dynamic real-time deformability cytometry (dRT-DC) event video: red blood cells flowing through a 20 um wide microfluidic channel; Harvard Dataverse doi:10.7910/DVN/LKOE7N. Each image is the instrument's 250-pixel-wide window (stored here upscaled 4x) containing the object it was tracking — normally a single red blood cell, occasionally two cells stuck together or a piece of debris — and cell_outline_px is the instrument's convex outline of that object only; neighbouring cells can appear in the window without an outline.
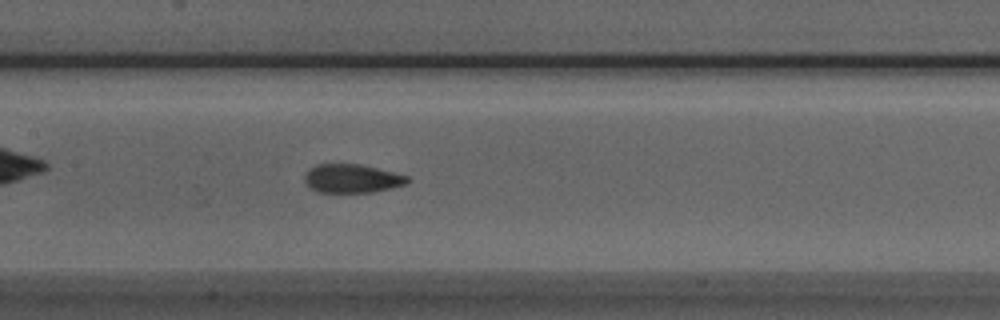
{"species": "Egyptian fruit bat (a non-hibernating species)", "species_latin": "Rousettus aegyptiacus", "temperature_condition": "room temperature", "stored_images_in_passage": 42, "camera_frame_rate_fps": 3000, "um_per_image_px": 0.085, "animal": {"sex": "male"}, "frame": {"image": 1, "passage_image": 15, "time_ms": 4.667, "image_size_px": [1000, 320], "cell_outline_px": [[412, 180], [404, 184], [392, 188], [372, 192], [316, 192], [304, 184], [304, 172], [308, 168], [316, 164], [356, 164], [376, 168], [408, 176]], "centroid_in_image_um": [29.85, 15.18], "position_along_channel_um": 177.6, "area_um2": 17.28}}
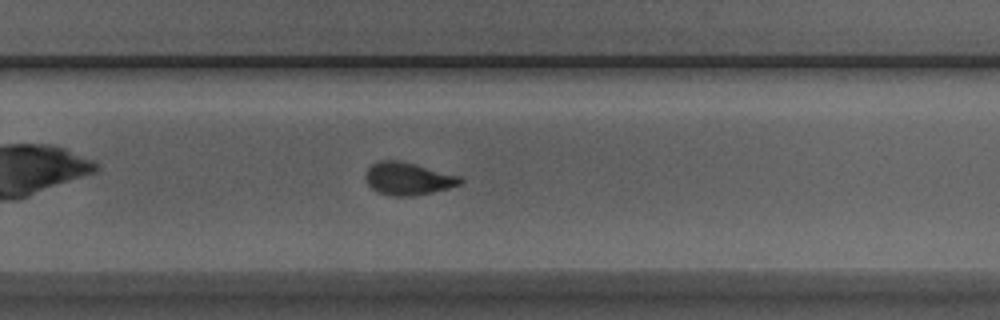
{"frame": {"image": 2, "passage_image": 24, "time_ms": 7.667, "image_size_px": [1000, 320], "cell_outline_px": [[464, 180], [460, 184], [448, 188], [432, 192], [412, 196], [392, 196], [376, 192], [364, 180], [364, 172], [372, 164], [380, 160], [400, 160], [460, 176]], "centroid_in_image_um": [34.63, 15.18], "position_along_channel_um": 295.2, "area_um2": 18.09}}
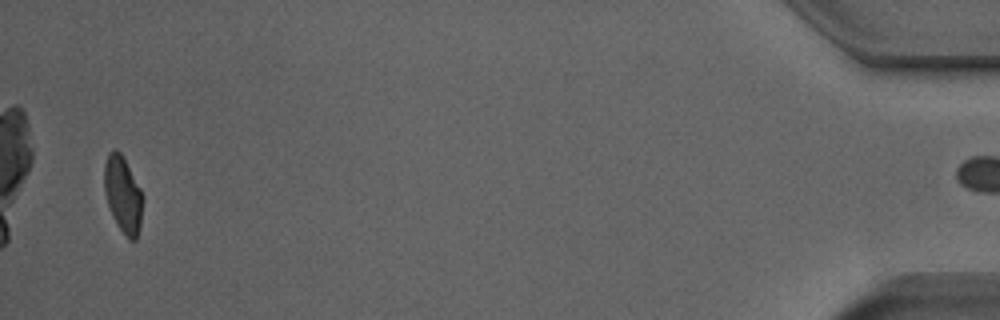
{"frame": {"image": 3, "passage_image": 41, "time_ms": 13.333, "image_size_px": [1000, 320], "cell_outline_px": [[144, 196], [140, 228], [136, 240], [128, 240], [116, 224], [112, 216], [104, 192], [104, 164], [108, 152], [116, 148], [124, 156]], "centroid_in_image_um": [10.46, 16.53], "position_along_channel_um": 424.7, "area_um2": 17.57}, "authors_computed_cell_mechanics": {"area_um2": 17.8891, "velocity_mm_per_s": 3.9347, "shape_relaxation_time_tau1_ms": 5.6667, "shape_relaxation_time_tau2_ms": 1.1538, "deformation_change_tau1": 0.1663, "deformation_change_tau2": 0.0678}}